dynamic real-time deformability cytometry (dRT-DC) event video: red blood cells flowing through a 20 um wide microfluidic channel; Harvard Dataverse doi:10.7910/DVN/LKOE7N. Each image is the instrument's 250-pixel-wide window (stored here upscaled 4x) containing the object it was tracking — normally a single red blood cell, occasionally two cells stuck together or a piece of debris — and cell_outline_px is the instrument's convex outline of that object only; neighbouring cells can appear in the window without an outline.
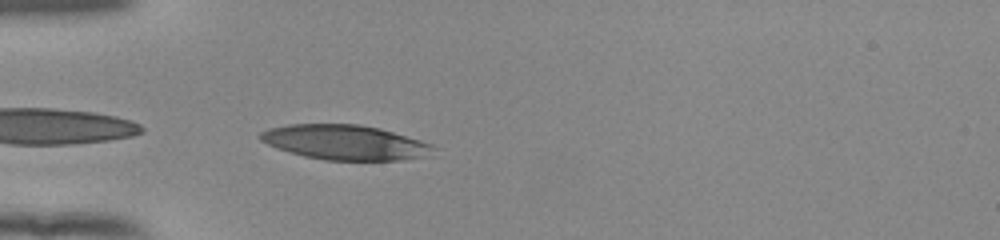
{"species": "human", "species_latin": "Homo sapiens", "temperature_condition": "room temperature", "stored_images_in_passage": 32, "camera_frame_rate_fps": 3000, "um_per_image_px": 0.085, "donor": {"sex": "female"}, "frame": {"image": 1, "passage_image": 1, "time_ms": 0.0, "image_size_px": [1000, 240], "cell_outline_px": [[436, 148], [420, 156], [400, 160], [324, 160], [304, 156], [276, 148], [260, 140], [256, 136], [260, 132], [268, 128], [288, 124], [360, 124], [380, 128], [420, 140], [432, 144]], "centroid_in_image_um": [29.23, 12.08], "position_along_channel_um": 55.8, "area_um2": 34.91}}
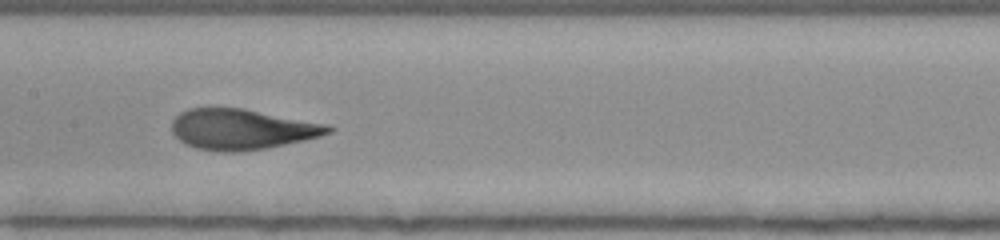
{"frame": {"image": 2, "passage_image": 12, "time_ms": 3.667, "image_size_px": [1000, 240], "cell_outline_px": [[336, 128], [332, 132], [320, 136], [304, 140], [264, 148], [236, 152], [224, 152], [196, 148], [184, 144], [172, 132], [172, 120], [180, 112], [188, 108], [244, 108], [328, 124]], "centroid_in_image_um": [20.56, 10.98], "position_along_channel_um": 186.8, "area_um2": 36.99}}
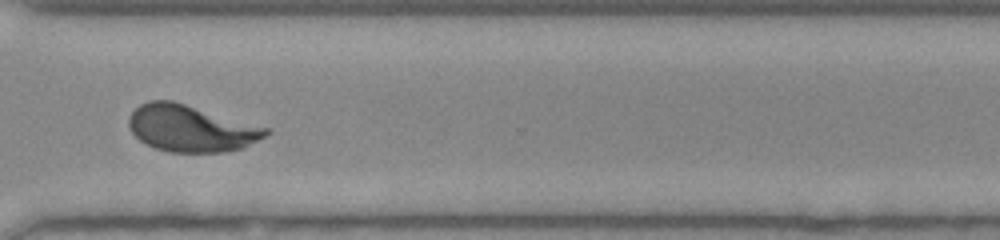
{"frame": {"image": 3, "passage_image": 25, "time_ms": 8.0, "image_size_px": [1000, 240], "cell_outline_px": [[272, 132], [244, 148], [224, 152], [168, 152], [156, 148], [140, 140], [132, 132], [128, 124], [128, 116], [140, 104], [148, 100], [172, 100], [272, 128]], "centroid_in_image_um": [16.27, 10.9], "position_along_channel_um": 354.3, "area_um2": 37.57}, "authors_computed_cell_mechanics": {"area_um2": 36.992, "velocity_mm_per_s": 3.859, "shape_relaxation_time_tau1_ms": 4.3764, "shape_relaxation_time_tau2_ms": null, "deformation_change_tau1": 0.2256, "deformation_change_tau2": null}}